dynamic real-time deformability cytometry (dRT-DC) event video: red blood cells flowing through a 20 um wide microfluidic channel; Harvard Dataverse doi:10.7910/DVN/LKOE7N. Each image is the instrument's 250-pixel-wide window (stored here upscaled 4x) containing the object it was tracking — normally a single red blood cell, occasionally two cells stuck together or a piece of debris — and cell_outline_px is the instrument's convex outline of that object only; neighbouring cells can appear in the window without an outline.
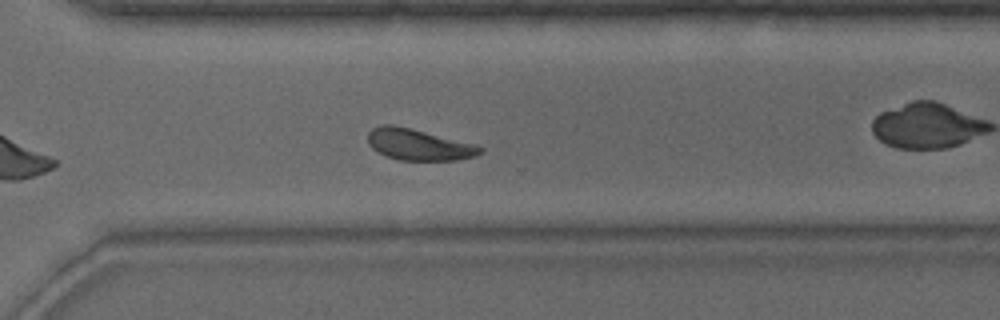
{"species": "common noctule bat (a hibernating species)", "species_latin": "Nyctalus noctula", "temperature_condition": "warm", "stored_images_in_passage": 30, "camera_frame_rate_fps": 3000, "um_per_image_px": 0.085, "animal": {"sex": "male", "body_mass_g": 15.6}, "frame": {"image": 1, "passage_image": 26, "time_ms": 8.333, "image_size_px": [1000, 320], "cell_outline_px": [[484, 152], [476, 156], [456, 160], [396, 160], [376, 152], [368, 144], [368, 132], [372, 128], [384, 124], [392, 124], [472, 144], [484, 148]], "centroid_in_image_um": [35.53, 12.31], "position_along_channel_um": 335.1, "area_um2": 20.23}, "authors_computed_cell_mechanics": {"area_um2": 20.7502, "velocity_mm_per_s": 3.8063, "shape_relaxation_time_tau1_ms": 1.9959, "shape_relaxation_time_tau2_ms": 3.3936, "deformation_change_tau1": 0.1163, "deformation_change_tau2": 0.1051}}